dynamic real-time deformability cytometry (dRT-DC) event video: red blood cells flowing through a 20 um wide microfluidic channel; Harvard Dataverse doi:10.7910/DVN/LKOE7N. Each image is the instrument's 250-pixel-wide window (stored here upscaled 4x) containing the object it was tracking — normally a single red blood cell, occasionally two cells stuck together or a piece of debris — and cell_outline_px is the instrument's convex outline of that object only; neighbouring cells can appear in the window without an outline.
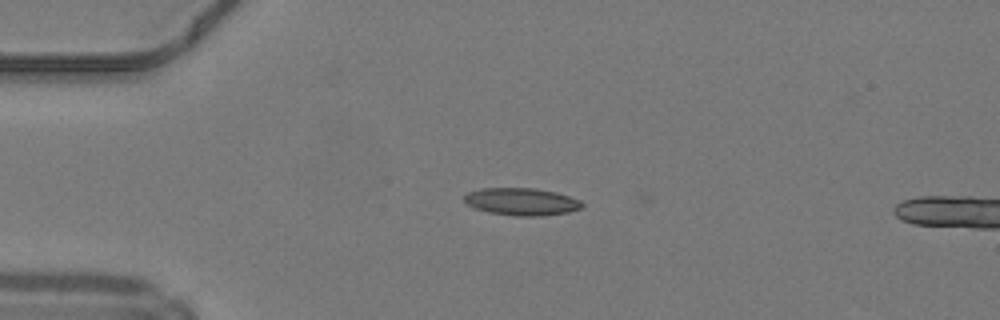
{"species": "common noctule bat (a hibernating species)", "species_latin": "Nyctalus noctula", "temperature_condition": "warm", "stored_images_in_passage": 39, "camera_frame_rate_fps": 3000, "um_per_image_px": 0.085, "animal": {"sex": "male", "body_mass_g": 19.2, "forearm_length_mm": 51.8}, "frame": {"image": 1, "passage_image": 2, "time_ms": 0.333, "image_size_px": [1000, 320], "cell_outline_px": [[584, 208], [568, 212], [540, 216], [516, 216], [488, 212], [472, 208], [464, 200], [464, 196], [468, 192], [480, 188], [536, 188], [556, 192], [580, 200], [584, 204]], "centroid_in_image_um": [44.34, 17.14], "position_along_channel_um": 40.7, "area_um2": 18.96}}
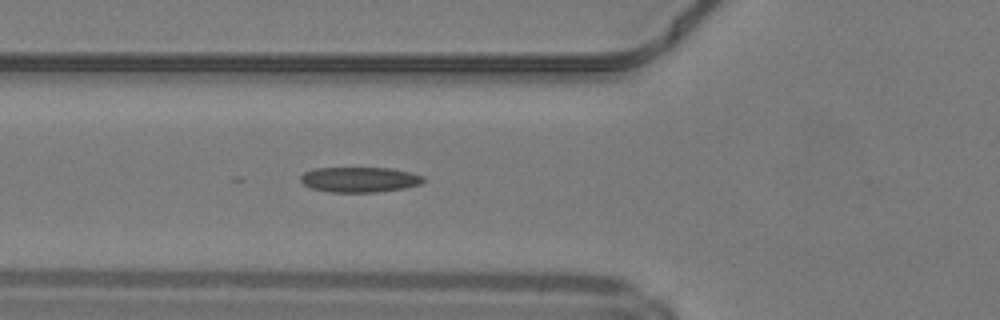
{"frame": {"image": 2, "passage_image": 8, "time_ms": 2.333, "image_size_px": [1000, 320], "cell_outline_px": [[424, 180], [420, 184], [404, 188], [376, 192], [328, 192], [312, 188], [304, 184], [300, 180], [300, 176], [304, 172], [316, 168], [392, 168], [412, 172], [424, 176]], "centroid_in_image_um": [30.58, 15.26], "position_along_channel_um": 95.2, "area_um2": 18.09}}
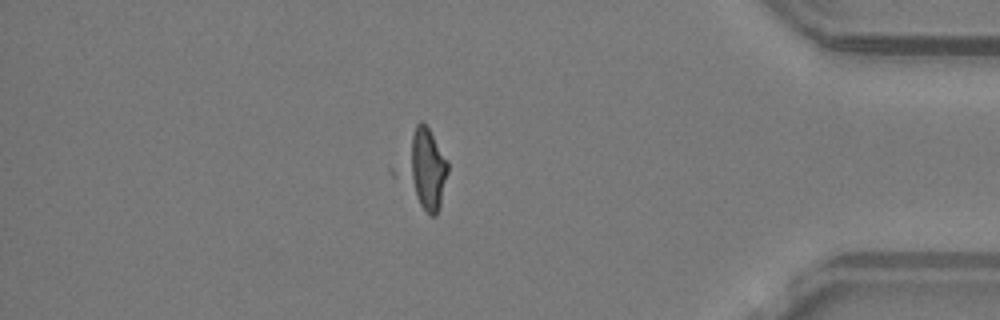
{"frame": {"image": 3, "passage_image": 32, "time_ms": 10.333, "image_size_px": [1000, 320], "cell_outline_px": [[448, 172], [440, 208], [436, 216], [428, 216], [388, 172], [388, 168], [416, 124], [420, 120], [424, 120], [448, 160]], "centroid_in_image_um": [35.84, 14.36], "position_along_channel_um": 399.4, "area_um2": 24.85}}